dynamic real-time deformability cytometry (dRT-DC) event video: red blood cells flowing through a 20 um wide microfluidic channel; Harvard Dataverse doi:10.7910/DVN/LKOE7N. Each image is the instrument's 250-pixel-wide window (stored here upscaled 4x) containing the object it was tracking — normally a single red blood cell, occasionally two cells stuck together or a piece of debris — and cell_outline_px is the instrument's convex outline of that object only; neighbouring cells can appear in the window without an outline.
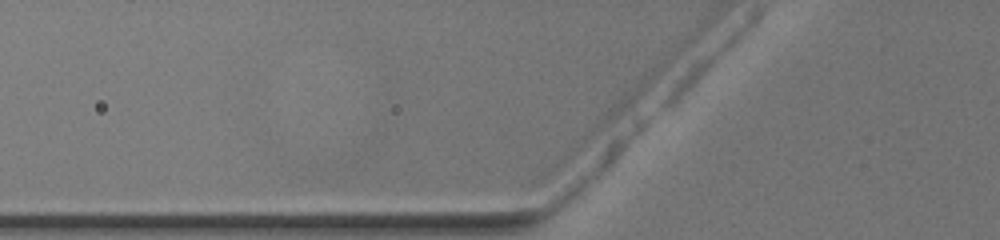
{"species": "common noctule bat (a hibernating species)", "species_latin": "Nyctalus noctula", "temperature_condition": "warm", "stored_images_in_passage": 3, "camera_frame_rate_fps": 3000, "um_per_image_px": 0.085, "animal": {"sex": "female", "body_mass_g": 19.5, "forearm_length_mm": 54.1}, "frame": {"image": 1, "passage_image": 3, "time_ms": 0.667, "image_size_px": [1000, 240], "cell_outline_px": [[660, 72], [628, 116], [556, 176], [548, 176], [544, 172], [544, 168], [548, 164], [640, 80], [652, 72], [660, 68]], "centroid_in_image_um": [51.1, 10.72], "position_along_channel_um": 74.7, "area_um2": 16.36}}